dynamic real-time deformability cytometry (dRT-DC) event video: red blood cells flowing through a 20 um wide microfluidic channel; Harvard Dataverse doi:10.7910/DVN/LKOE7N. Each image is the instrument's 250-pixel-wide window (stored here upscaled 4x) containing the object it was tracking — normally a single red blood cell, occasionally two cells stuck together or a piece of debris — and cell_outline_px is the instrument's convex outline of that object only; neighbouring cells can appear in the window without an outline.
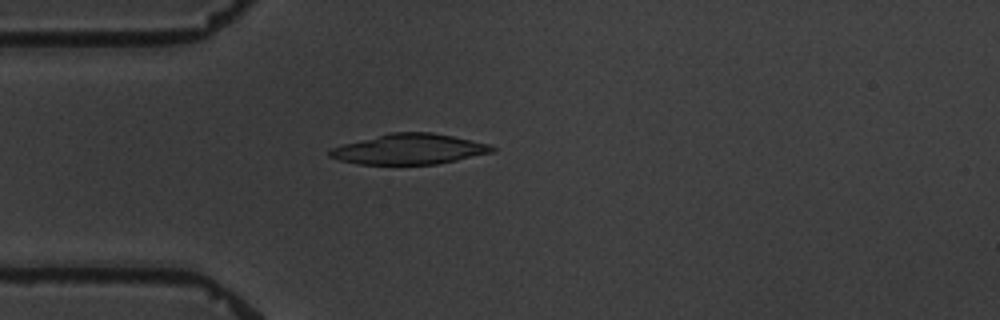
{"species": "common noctule bat (a hibernating species)", "species_latin": "Nyctalus noctula", "temperature_condition": "warm", "stored_images_in_passage": 2, "camera_frame_rate_fps": 3000, "um_per_image_px": 0.085, "animal": {"sex": "male", "body_mass_g": 19.5, "forearm_length_mm": 54.6}, "frame": {"image": 1, "passage_image": 2, "time_ms": 3.0, "image_size_px": [1000, 320], "cell_outline_px": [[496, 152], [436, 164], [360, 164], [340, 160], [328, 156], [328, 152], [332, 148], [344, 144], [392, 132], [432, 132], [452, 136], [488, 144], [496, 148]], "centroid_in_image_um": [34.82, 12.68], "position_along_channel_um": 50.2, "area_um2": 28.44}}